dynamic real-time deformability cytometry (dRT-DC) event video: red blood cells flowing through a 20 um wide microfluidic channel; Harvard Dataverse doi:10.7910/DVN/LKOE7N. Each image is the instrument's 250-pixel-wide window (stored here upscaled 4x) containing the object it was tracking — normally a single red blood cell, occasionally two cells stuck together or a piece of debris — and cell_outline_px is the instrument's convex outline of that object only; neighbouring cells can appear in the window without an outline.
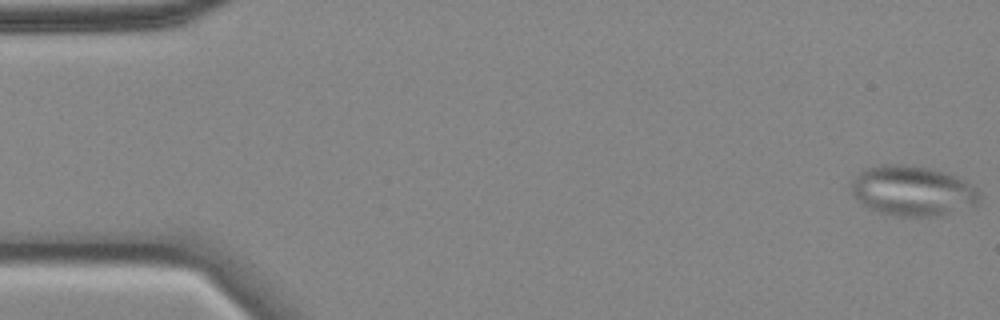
{"species": "common noctule bat (a hibernating species)", "species_latin": "Nyctalus noctula", "temperature_condition": "cold", "stored_images_in_passage": 56, "camera_frame_rate_fps": 3000, "um_per_image_px": 0.085, "animal": {"sex": "female", "body_mass_g": 18.4}, "frame": {"image": 1, "passage_image": 1, "time_ms": 0.0, "image_size_px": [1000, 320], "cell_outline_px": [[980, 196], [976, 204], [940, 216], [896, 216], [880, 212], [868, 208], [860, 204], [852, 196], [852, 180], [864, 168], [880, 164], [912, 164], [960, 176], [976, 188], [980, 192]], "centroid_in_image_um": [77.54, 16.21], "position_along_channel_um": 7.5, "area_um2": 37.8}}
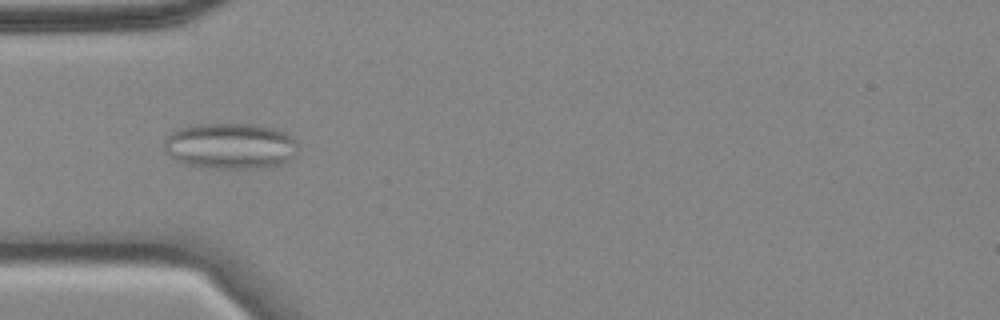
{"frame": {"image": 2, "passage_image": 17, "time_ms": 5.333, "image_size_px": [1000, 320], "cell_outline_px": [[300, 148], [296, 156], [284, 164], [268, 168], [200, 168], [184, 164], [176, 160], [164, 152], [164, 140], [172, 132], [180, 128], [192, 124], [256, 124], [272, 128], [284, 132], [296, 140], [300, 144]], "centroid_in_image_um": [19.62, 12.43], "position_along_channel_um": 65.4, "area_um2": 36.7}, "authors_computed_cell_mechanics": {"area_um2": 29.3335, "velocity_mm_per_s": 3.5269, "shape_relaxation_time_tau1_ms": null, "shape_relaxation_time_tau2_ms": 2.7453, "deformation_change_tau1": null, "deformation_change_tau2": 0.086}}